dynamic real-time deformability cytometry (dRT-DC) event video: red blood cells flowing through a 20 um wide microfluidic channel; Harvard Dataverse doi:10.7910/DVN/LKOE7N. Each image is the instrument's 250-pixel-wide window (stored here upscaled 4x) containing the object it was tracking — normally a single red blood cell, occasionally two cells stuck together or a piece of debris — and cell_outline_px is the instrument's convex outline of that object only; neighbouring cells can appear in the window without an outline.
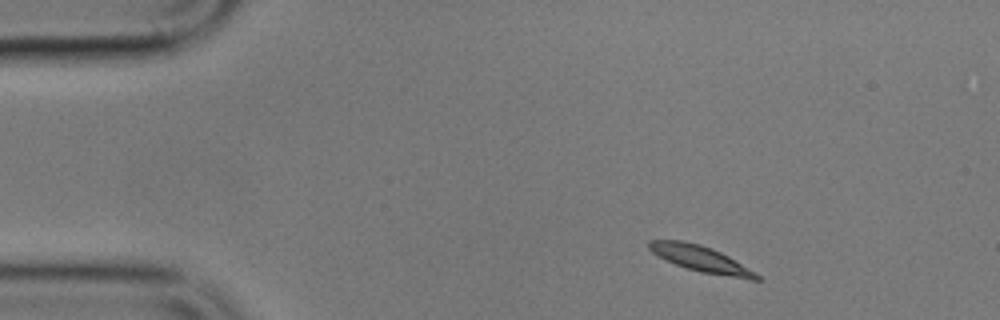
{"species": "common noctule bat (a hibernating species)", "species_latin": "Nyctalus noctula", "temperature_condition": "cold", "stored_images_in_passage": 3, "camera_frame_rate_fps": 3000, "um_per_image_px": 0.085, "animal": {"sex": "male", "body_mass_g": 17.9}, "frame": {"image": 1, "passage_image": 1, "time_ms": 0.0, "image_size_px": [1000, 320], "cell_outline_px": [[764, 280], [752, 280], [700, 272], [676, 264], [652, 252], [648, 248], [648, 240], [684, 240], [700, 244], [720, 252], [728, 256], [756, 272]], "centroid_in_image_um": [59.6, 22.0], "position_along_channel_um": 25.4, "area_um2": 16.13}}
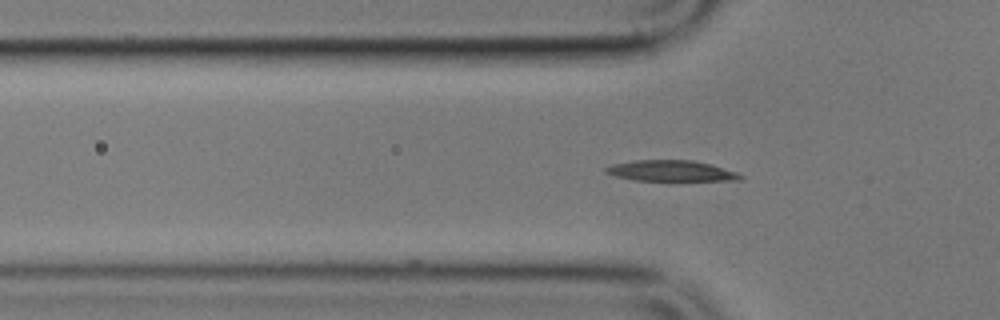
{"frame": {"image": 2, "passage_image": 3, "time_ms": 3.333, "image_size_px": [1000, 320], "cell_outline_px": [[744, 176], [740, 180], [672, 184], [632, 180], [616, 176], [604, 172], [604, 168], [612, 164], [636, 160], [692, 160], [708, 164], [736, 172]], "centroid_in_image_um": [57.07, 14.6], "position_along_channel_um": 68.7, "area_um2": 17.63}}